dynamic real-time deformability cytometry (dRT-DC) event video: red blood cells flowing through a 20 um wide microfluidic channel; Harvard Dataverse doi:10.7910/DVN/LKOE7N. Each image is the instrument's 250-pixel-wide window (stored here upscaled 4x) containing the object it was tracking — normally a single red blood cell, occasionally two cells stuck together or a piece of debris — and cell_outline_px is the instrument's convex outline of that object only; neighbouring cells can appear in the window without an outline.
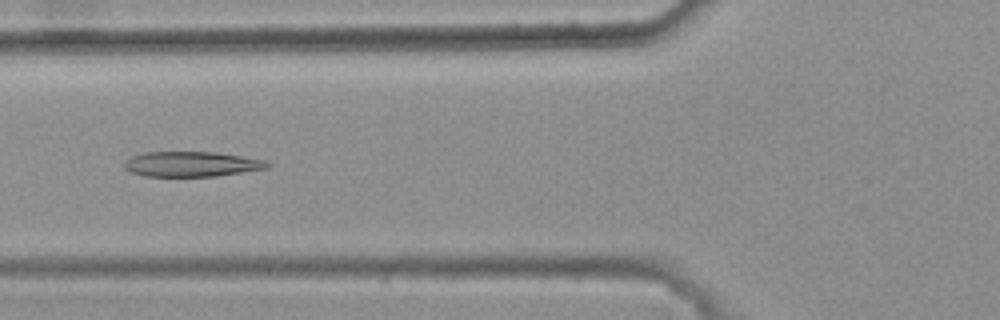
{"species": "common noctule bat (a hibernating species)", "species_latin": "Nyctalus noctula", "temperature_condition": "warm", "stored_images_in_passage": 30, "camera_frame_rate_fps": 3000, "um_per_image_px": 0.085, "animal": {"sex": "female", "body_mass_g": 25.1}, "frame": {"image": 1, "passage_image": 4, "time_ms": 1.0, "image_size_px": [1000, 320], "cell_outline_px": [[272, 164], [268, 168], [216, 176], [144, 176], [132, 172], [124, 168], [124, 164], [132, 156], [144, 152], [216, 152], [264, 160]], "centroid_in_image_um": [16.29, 13.95], "position_along_channel_um": 109.5, "area_um2": 20.75}}
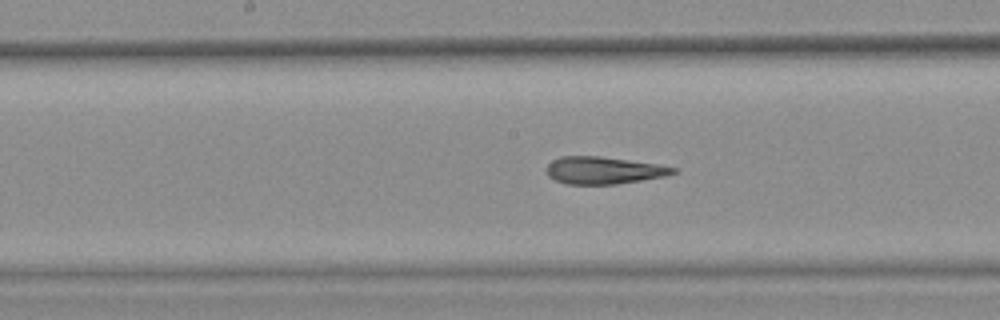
{"frame": {"image": 2, "passage_image": 11, "time_ms": 3.333, "image_size_px": [1000, 320], "cell_outline_px": [[680, 172], [664, 176], [616, 184], [568, 184], [556, 180], [548, 176], [544, 172], [544, 168], [552, 160], [560, 156], [600, 156], [656, 164], [680, 168]], "centroid_in_image_um": [51.29, 14.47], "position_along_channel_um": 196.9, "area_um2": 20.23}}
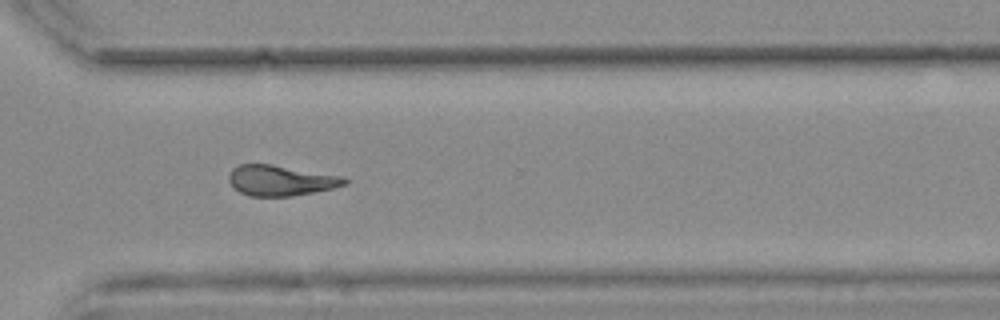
{"frame": {"image": 3, "passage_image": 23, "time_ms": 7.333, "image_size_px": [1000, 320], "cell_outline_px": [[348, 184], [332, 188], [292, 196], [248, 196], [240, 192], [228, 180], [228, 176], [232, 168], [240, 164], [272, 164], [344, 176], [348, 180]], "centroid_in_image_um": [23.87, 15.33], "position_along_channel_um": 346.7, "area_um2": 20.58}}